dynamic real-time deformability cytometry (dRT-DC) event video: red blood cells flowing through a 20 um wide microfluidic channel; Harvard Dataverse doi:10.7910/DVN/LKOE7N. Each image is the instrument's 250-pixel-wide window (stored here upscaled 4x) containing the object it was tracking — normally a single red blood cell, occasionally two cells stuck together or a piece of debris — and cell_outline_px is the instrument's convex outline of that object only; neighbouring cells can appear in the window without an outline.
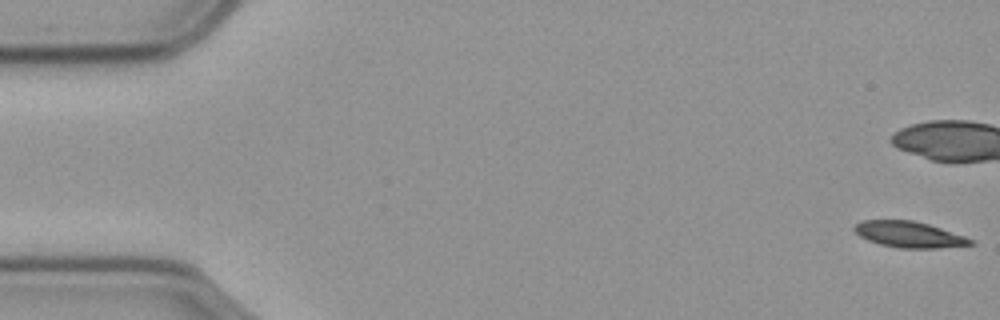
{"species": "common noctule bat (a hibernating species)", "species_latin": "Nyctalus noctula", "temperature_condition": "cold", "stored_images_in_passage": 17, "camera_frame_rate_fps": 3000, "um_per_image_px": 0.085, "animal": {"sex": "male", "body_mass_g": 23.1, "forearm_length_mm": 52.7}, "frame": {"image": 1, "passage_image": 1, "time_ms": 0.0, "image_size_px": [1000, 320], "cell_outline_px": [[976, 244], [940, 248], [896, 248], [880, 244], [868, 240], [860, 236], [852, 228], [856, 224], [864, 220], [912, 220], [928, 224], [964, 236], [972, 240]], "centroid_in_image_um": [77.27, 19.94], "position_along_channel_um": 7.7, "area_um2": 17.51}}